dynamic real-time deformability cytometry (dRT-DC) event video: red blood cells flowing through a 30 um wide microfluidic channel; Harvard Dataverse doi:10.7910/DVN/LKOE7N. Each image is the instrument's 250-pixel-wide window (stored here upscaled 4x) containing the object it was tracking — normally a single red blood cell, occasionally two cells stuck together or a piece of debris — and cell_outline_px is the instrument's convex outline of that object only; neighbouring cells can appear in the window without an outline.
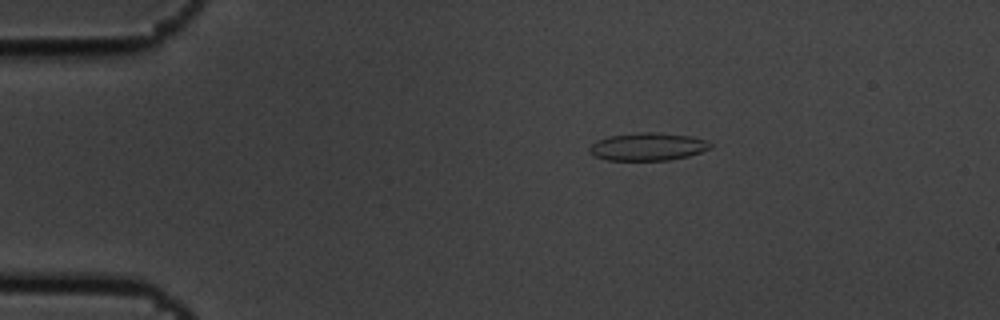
{"species": "common noctule bat (a hibernating species)", "species_latin": "Nyctalus noctula", "temperature_condition": "cold", "stored_images_in_passage": 9, "camera_frame_rate_fps": 3000, "um_per_image_px": 0.085, "animal": {"sex": "male", "body_mass_g": 19.5, "forearm_length_mm": 54.6}, "frame": {"image": 1, "passage_image": 3, "time_ms": 0.667, "image_size_px": [1000, 320], "cell_outline_px": [[712, 148], [688, 156], [668, 160], [608, 160], [592, 156], [588, 152], [588, 148], [596, 140], [608, 136], [640, 132], [652, 132], [688, 136], [704, 140], [712, 144]], "centroid_in_image_um": [55.0, 12.47], "position_along_channel_um": 30.0, "area_um2": 19.54}}
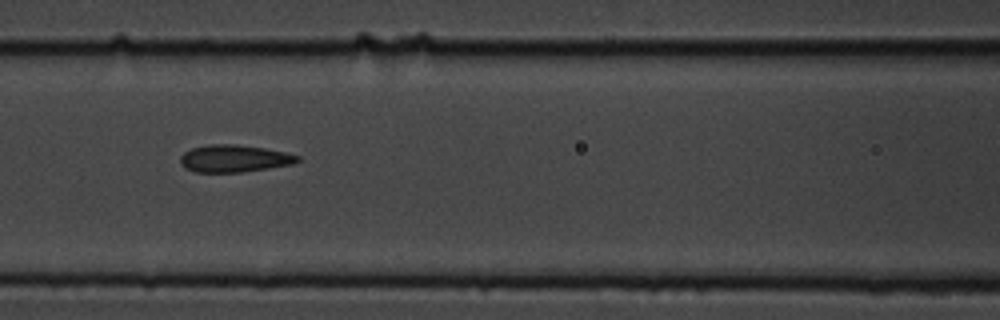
{"frame": {"image": 2, "passage_image": 7, "time_ms": 2.0, "image_size_px": [1000, 320], "cell_outline_px": [[300, 160], [292, 164], [268, 168], [240, 172], [196, 172], [184, 168], [180, 164], [180, 156], [184, 152], [192, 148], [208, 144], [236, 144], [264, 148], [284, 152], [300, 156]], "centroid_in_image_um": [19.87, 13.47], "position_along_channel_um": 146.7, "area_um2": 18.61}}
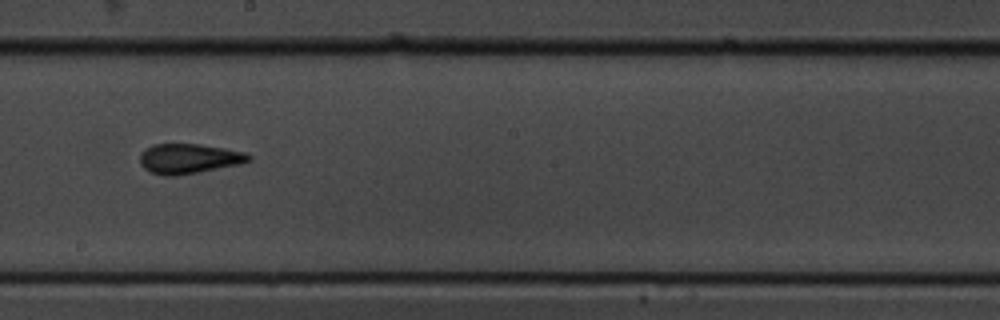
{"frame": {"image": 3, "passage_image": 9, "time_ms": 2.667, "image_size_px": [1000, 320], "cell_outline_px": [[252, 160], [240, 164], [176, 176], [164, 176], [152, 172], [144, 168], [140, 164], [140, 152], [144, 148], [152, 144], [200, 144], [248, 152], [252, 156]], "centroid_in_image_um": [16.06, 13.47], "position_along_channel_um": 232.1, "area_um2": 19.13}}